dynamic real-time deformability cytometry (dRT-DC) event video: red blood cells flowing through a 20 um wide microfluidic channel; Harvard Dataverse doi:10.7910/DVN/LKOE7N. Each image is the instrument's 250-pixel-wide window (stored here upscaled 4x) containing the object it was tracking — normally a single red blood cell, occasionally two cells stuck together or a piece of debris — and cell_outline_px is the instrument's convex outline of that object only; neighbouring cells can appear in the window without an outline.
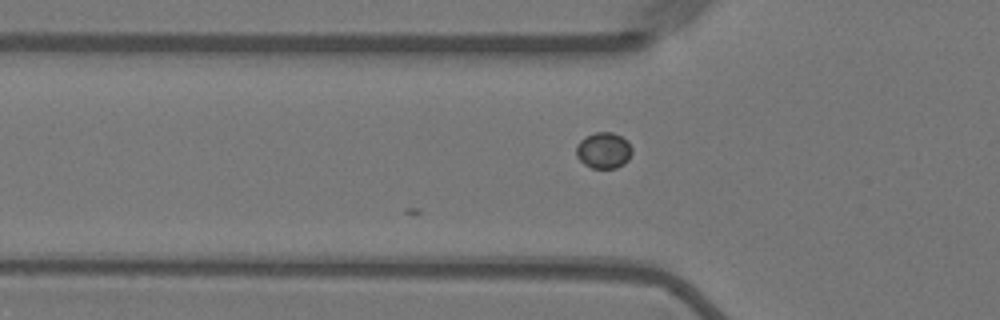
{"species": "Egyptian fruit bat (a non-hibernating species)", "species_latin": "Rousettus aegyptiacus", "temperature_condition": "warm", "stored_images_in_passage": 3, "camera_frame_rate_fps": 3000, "um_per_image_px": 0.085, "animal": {"sex": "female"}, "frame": {"image": 1, "passage_image": 3, "time_ms": 0.667, "image_size_px": [1000, 320], "cell_outline_px": [[632, 152], [628, 160], [624, 164], [616, 168], [592, 168], [584, 164], [576, 156], [576, 144], [584, 136], [596, 132], [612, 132], [628, 140], [632, 148]], "centroid_in_image_um": [51.3, 12.78], "position_along_channel_um": 74.5, "area_um2": 11.91}}